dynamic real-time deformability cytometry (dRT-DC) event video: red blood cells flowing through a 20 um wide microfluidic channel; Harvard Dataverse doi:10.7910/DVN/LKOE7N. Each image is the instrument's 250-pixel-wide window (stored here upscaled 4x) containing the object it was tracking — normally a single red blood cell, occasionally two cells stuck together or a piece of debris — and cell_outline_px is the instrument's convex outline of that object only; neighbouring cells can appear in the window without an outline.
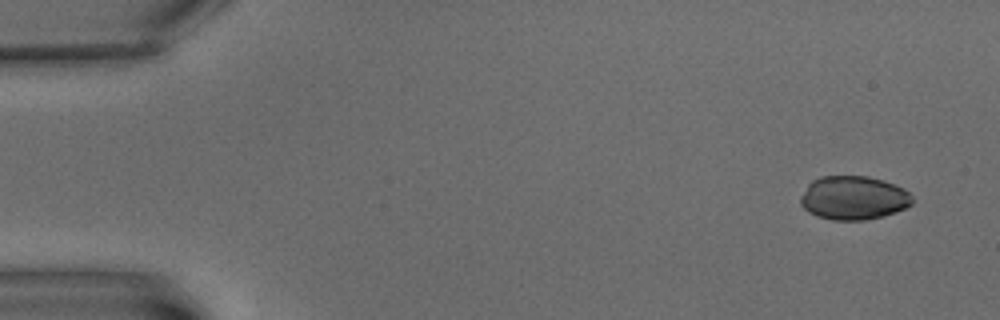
{"species": "common noctule bat (a hibernating species)", "species_latin": "Nyctalus noctula", "temperature_condition": "warm", "stored_images_in_passage": 8, "camera_frame_rate_fps": 3000, "um_per_image_px": 0.085, "animal": {"sex": "male", "body_mass_g": 15.6}, "frame": {"image": 1, "passage_image": 1, "time_ms": 0.0, "image_size_px": [1000, 320], "cell_outline_px": [[912, 204], [896, 212], [884, 216], [864, 220], [832, 220], [816, 216], [808, 212], [800, 204], [800, 196], [808, 184], [812, 180], [820, 176], [868, 176], [884, 180], [904, 188], [912, 196]], "centroid_in_image_um": [72.53, 16.82], "position_along_channel_um": 12.5, "area_um2": 28.73}}
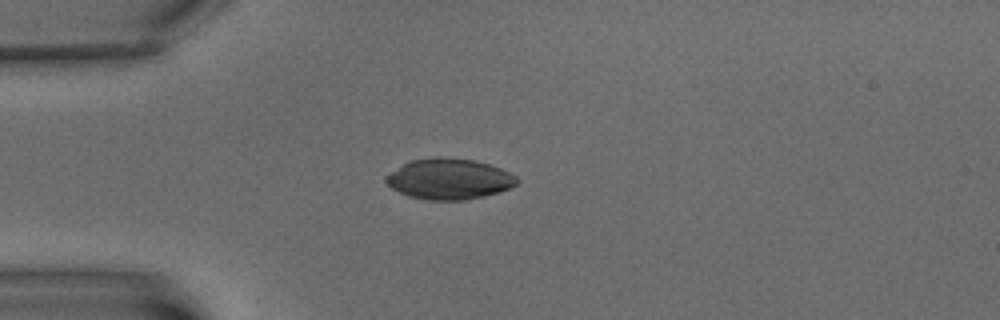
{"frame": {"image": 2, "passage_image": 5, "time_ms": 4.667, "image_size_px": [1000, 320], "cell_outline_px": [[520, 180], [516, 184], [508, 188], [484, 196], [464, 200], [428, 200], [408, 196], [392, 188], [384, 180], [384, 176], [404, 164], [412, 160], [436, 156], [440, 156], [476, 160], [500, 168], [516, 176]], "centroid_in_image_um": [38.16, 15.2], "position_along_channel_um": 46.8, "area_um2": 30.98}}
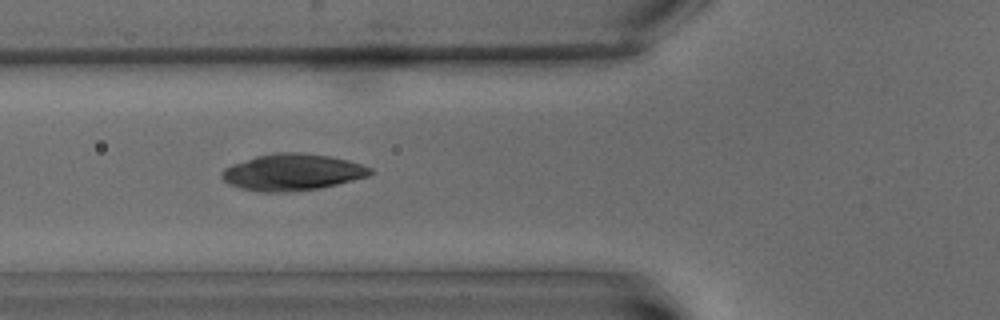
{"frame": {"image": 3, "passage_image": 7, "time_ms": 7.0, "image_size_px": [1000, 320], "cell_outline_px": [[372, 172], [368, 176], [320, 188], [288, 192], [260, 192], [240, 188], [224, 180], [220, 176], [220, 172], [224, 168], [232, 164], [256, 156], [276, 152], [300, 152], [328, 156], [348, 160], [372, 168]], "centroid_in_image_um": [24.82, 14.63], "position_along_channel_um": 101.0, "area_um2": 31.5}}